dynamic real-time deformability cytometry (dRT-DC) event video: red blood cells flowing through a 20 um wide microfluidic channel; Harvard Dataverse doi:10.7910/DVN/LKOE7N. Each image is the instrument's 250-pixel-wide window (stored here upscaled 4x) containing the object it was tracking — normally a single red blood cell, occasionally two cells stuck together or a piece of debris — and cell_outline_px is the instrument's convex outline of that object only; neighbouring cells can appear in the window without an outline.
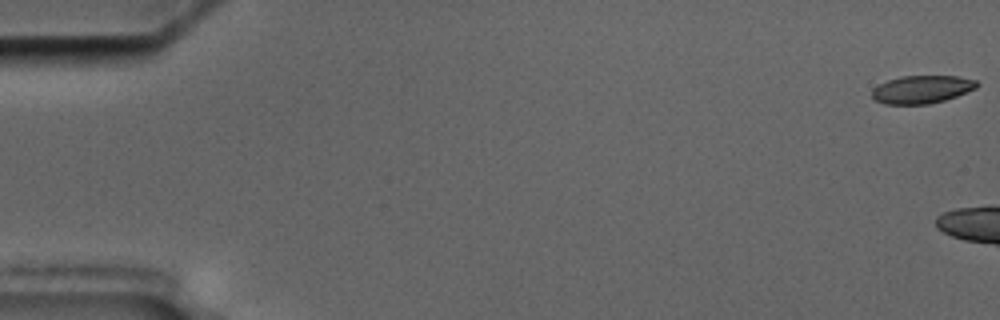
{"species": "common noctule bat (a hibernating species)", "species_latin": "Nyctalus noctula", "temperature_condition": "cold", "stored_images_in_passage": 7, "camera_frame_rate_fps": 3000, "um_per_image_px": 0.085, "animal": {"sex": "male", "body_mass_g": 17.5, "forearm_length_mm": 52.3}, "frame": {"image": 1, "passage_image": 1, "time_ms": 0.0, "image_size_px": [1000, 320], "cell_outline_px": [[980, 84], [976, 88], [956, 96], [944, 100], [928, 104], [884, 104], [876, 100], [872, 96], [872, 88], [888, 80], [900, 76], [960, 76], [976, 80]], "centroid_in_image_um": [78.36, 7.59], "position_along_channel_um": 6.6, "area_um2": 17.05}}